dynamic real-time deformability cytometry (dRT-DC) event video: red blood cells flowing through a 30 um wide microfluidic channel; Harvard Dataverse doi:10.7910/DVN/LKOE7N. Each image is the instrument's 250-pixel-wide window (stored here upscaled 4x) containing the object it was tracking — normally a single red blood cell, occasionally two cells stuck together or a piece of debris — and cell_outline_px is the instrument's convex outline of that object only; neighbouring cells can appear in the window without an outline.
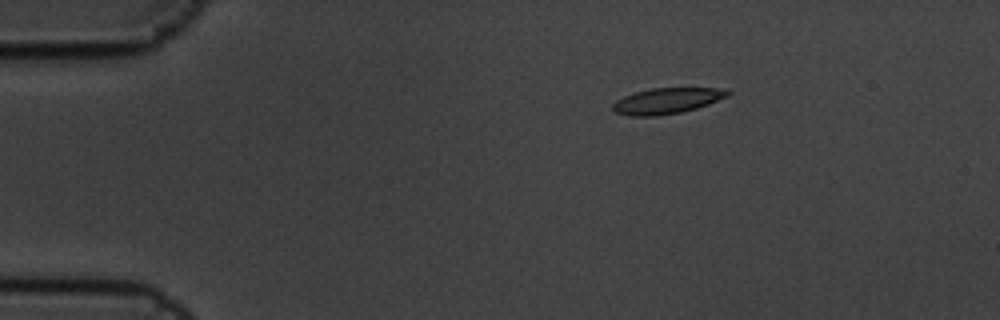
{"species": "common noctule bat (a hibernating species)", "species_latin": "Nyctalus noctula", "temperature_condition": "cold", "stored_images_in_passage": 4, "camera_frame_rate_fps": 3000, "um_per_image_px": 0.085, "animal": {"sex": "male", "body_mass_g": 19.5, "forearm_length_mm": 54.6}, "frame": {"image": 1, "passage_image": 1, "time_ms": 0.0, "image_size_px": [1000, 320], "cell_outline_px": [[732, 92], [728, 96], [708, 104], [696, 108], [680, 112], [656, 116], [628, 116], [616, 112], [612, 108], [612, 104], [616, 100], [624, 96], [636, 92], [652, 88], [728, 88]], "centroid_in_image_um": [56.7, 8.56], "position_along_channel_um": 28.3, "area_um2": 17.28}}
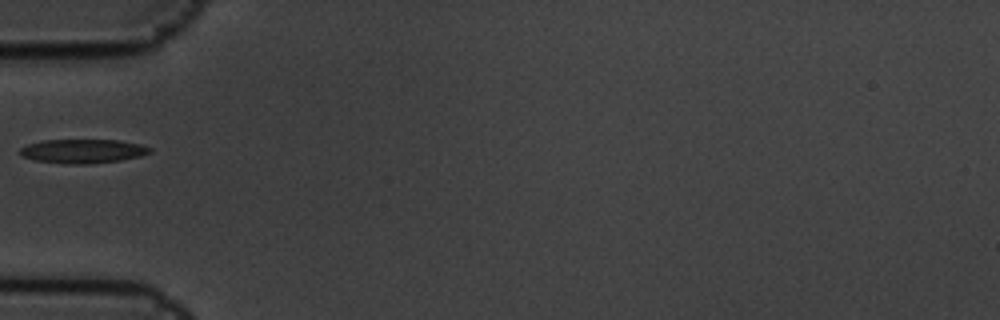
{"frame": {"image": 2, "passage_image": 4, "time_ms": 1.0, "image_size_px": [1000, 320], "cell_outline_px": [[152, 152], [140, 156], [120, 160], [88, 164], [68, 164], [36, 160], [20, 156], [16, 152], [20, 148], [28, 144], [40, 140], [120, 140], [140, 144], [152, 148]], "centroid_in_image_um": [7.01, 12.84], "position_along_channel_um": 78.0, "area_um2": 18.32}}